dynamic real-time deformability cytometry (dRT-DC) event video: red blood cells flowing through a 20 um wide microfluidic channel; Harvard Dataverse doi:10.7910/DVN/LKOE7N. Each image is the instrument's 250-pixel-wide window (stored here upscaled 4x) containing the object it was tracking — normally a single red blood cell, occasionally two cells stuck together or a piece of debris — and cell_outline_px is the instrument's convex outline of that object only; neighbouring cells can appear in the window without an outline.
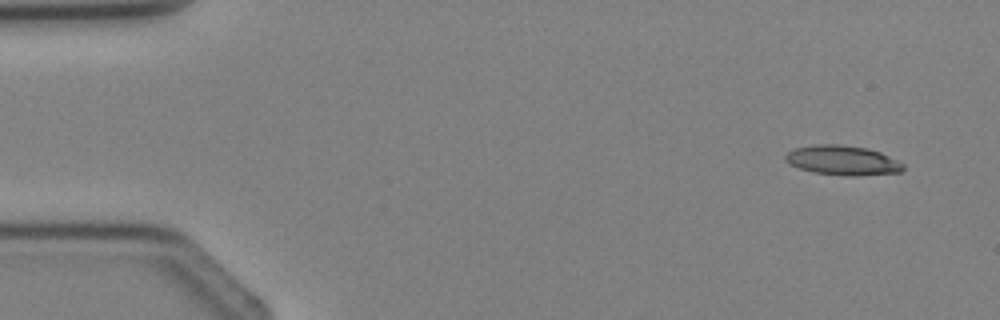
{"species": "Egyptian fruit bat (a non-hibernating species)", "species_latin": "Rousettus aegyptiacus", "temperature_condition": "cold", "stored_images_in_passage": 3, "camera_frame_rate_fps": 3000, "um_per_image_px": 0.085, "animal": {"sex": "female"}, "frame": {"image": 1, "passage_image": 1, "time_ms": 0.0, "image_size_px": [1000, 320], "cell_outline_px": [[904, 168], [900, 172], [856, 176], [852, 176], [816, 172], [800, 168], [788, 164], [784, 160], [784, 156], [788, 152], [796, 148], [816, 144], [840, 144], [868, 148], [880, 152], [904, 164]], "centroid_in_image_um": [71.61, 13.62], "position_along_channel_um": 13.4, "area_um2": 20.17}}
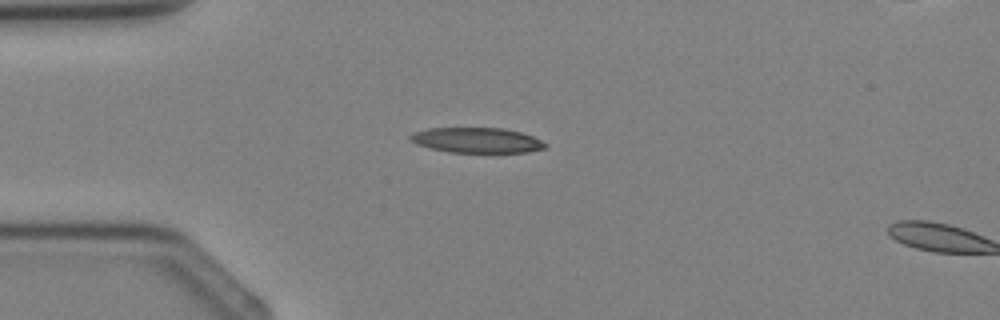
{"frame": {"image": 2, "passage_image": 3, "time_ms": 2.333, "image_size_px": [1000, 320], "cell_outline_px": [[548, 144], [544, 148], [528, 152], [448, 152], [416, 144], [408, 136], [416, 132], [428, 128], [504, 128], [520, 132], [532, 136]], "centroid_in_image_um": [40.54, 11.91], "position_along_channel_um": 44.5, "area_um2": 19.59}}